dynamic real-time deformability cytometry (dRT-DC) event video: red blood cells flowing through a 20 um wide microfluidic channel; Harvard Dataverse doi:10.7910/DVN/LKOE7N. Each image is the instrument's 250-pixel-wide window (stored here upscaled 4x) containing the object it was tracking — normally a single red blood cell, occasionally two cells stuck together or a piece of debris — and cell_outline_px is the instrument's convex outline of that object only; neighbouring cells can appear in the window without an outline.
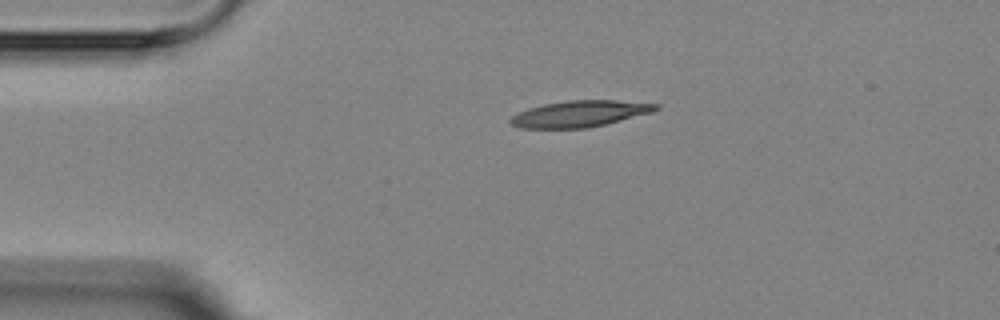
{"species": "Egyptian fruit bat (a non-hibernating species)", "species_latin": "Rousettus aegyptiacus", "temperature_condition": "room temperature", "stored_images_in_passage": 2, "camera_frame_rate_fps": 3000, "um_per_image_px": 0.085, "animal": {"sex": "female"}, "frame": {"image": 1, "passage_image": 1, "time_ms": 0.0, "image_size_px": [1000, 320], "cell_outline_px": [[660, 108], [652, 112], [588, 128], [520, 128], [512, 124], [508, 120], [512, 116], [528, 108], [544, 104], [568, 100], [616, 100], [660, 104]], "centroid_in_image_um": [49.29, 9.66], "position_along_channel_um": 35.7, "area_um2": 22.14}}